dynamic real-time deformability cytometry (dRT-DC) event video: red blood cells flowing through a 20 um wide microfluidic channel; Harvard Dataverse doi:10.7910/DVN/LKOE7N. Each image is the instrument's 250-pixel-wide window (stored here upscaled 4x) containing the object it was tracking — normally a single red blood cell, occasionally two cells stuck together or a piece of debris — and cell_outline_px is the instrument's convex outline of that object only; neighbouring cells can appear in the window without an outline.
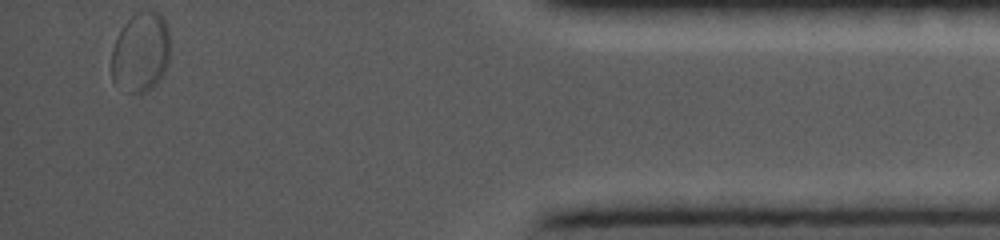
{"species": "common noctule bat (a hibernating species)", "species_latin": "Nyctalus noctula", "temperature_condition": "cold", "stored_images_in_passage": 36, "segment_of_instrument_passage": [2, 2], "camera_frame_rate_fps": 5000, "um_per_image_px": 0.085, "animal": {"sex": "female", "body_mass_g": 19.0, "forearm_length_mm": 56.7}, "frame": {"image": 1, "passage_image": 36, "time_ms": 10.6, "image_size_px": [1000, 240], "cell_outline_px": [[168, 64], [160, 80], [152, 88], [144, 92], [132, 92], [148, 16], [152, 12], [160, 12], [168, 28]], "centroid_in_image_um": [12.96, 4.59], "position_along_channel_um": 422.2, "area_um2": 13.7}}